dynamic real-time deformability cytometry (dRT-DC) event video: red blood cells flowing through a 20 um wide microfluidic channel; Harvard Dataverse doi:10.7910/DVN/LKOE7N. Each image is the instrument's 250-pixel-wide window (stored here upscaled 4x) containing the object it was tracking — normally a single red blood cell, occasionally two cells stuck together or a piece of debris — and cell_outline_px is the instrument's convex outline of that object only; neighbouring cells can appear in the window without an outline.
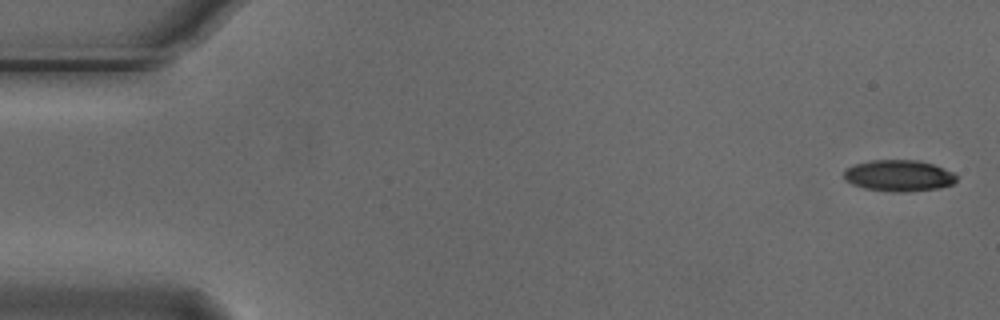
{"species": "Egyptian fruit bat (a non-hibernating species)", "species_latin": "Rousettus aegyptiacus", "temperature_condition": "cold", "stored_images_in_passage": 5, "camera_frame_rate_fps": 3000, "um_per_image_px": 0.085, "animal": {"sex": "male"}, "frame": {"image": 1, "passage_image": 1, "time_ms": 0.0, "image_size_px": [1000, 320], "cell_outline_px": [[956, 180], [952, 184], [940, 188], [908, 192], [892, 192], [864, 188], [852, 184], [844, 180], [844, 168], [856, 164], [872, 160], [920, 160], [944, 168], [952, 172], [956, 176]], "centroid_in_image_um": [76.38, 14.93], "position_along_channel_um": 8.6, "area_um2": 20.69}}
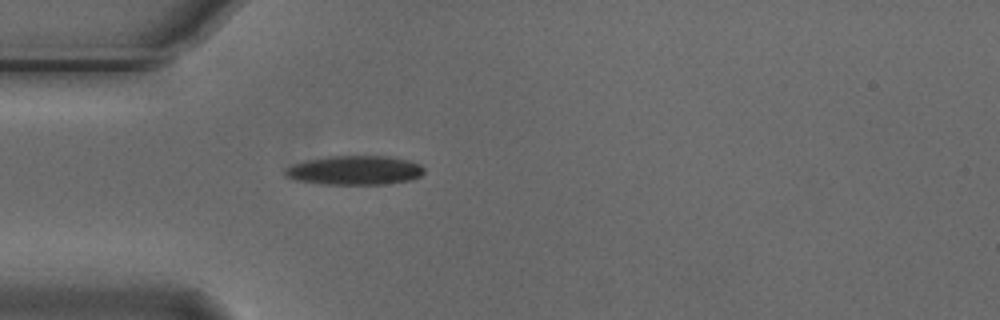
{"frame": {"image": 2, "passage_image": 5, "time_ms": 1.333, "image_size_px": [1000, 320], "cell_outline_px": [[424, 172], [420, 176], [412, 180], [388, 184], [320, 184], [296, 180], [284, 176], [284, 168], [292, 164], [304, 160], [328, 156], [388, 156], [408, 160], [420, 164], [424, 168]], "centroid_in_image_um": [30.12, 14.47], "position_along_channel_um": 54.9, "area_um2": 23.93}}